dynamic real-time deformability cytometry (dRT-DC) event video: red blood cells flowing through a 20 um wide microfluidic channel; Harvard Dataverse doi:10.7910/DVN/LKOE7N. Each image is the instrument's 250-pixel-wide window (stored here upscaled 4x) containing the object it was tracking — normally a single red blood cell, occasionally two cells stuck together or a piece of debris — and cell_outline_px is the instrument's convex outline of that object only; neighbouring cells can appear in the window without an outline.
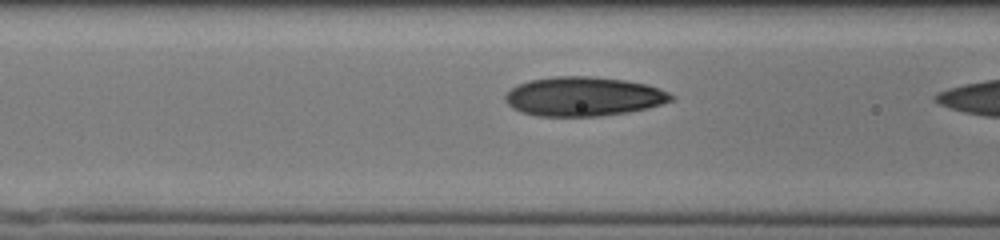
{"species": "human", "species_latin": "Homo sapiens", "temperature_condition": "cold", "stored_images_in_passage": 17, "camera_frame_rate_fps": 3000, "um_per_image_px": 0.085, "donor": {"sex": "male"}, "frame": {"image": 1, "passage_image": 16, "time_ms": 5.0, "image_size_px": [1000, 240], "cell_outline_px": [[676, 96], [672, 100], [648, 108], [628, 112], [600, 116], [536, 116], [520, 112], [512, 108], [504, 100], [504, 96], [512, 88], [528, 80], [556, 76], [588, 76], [624, 80], [644, 84], [668, 92]], "centroid_in_image_um": [49.56, 8.21], "position_along_channel_um": 117.0, "area_um2": 37.8}}